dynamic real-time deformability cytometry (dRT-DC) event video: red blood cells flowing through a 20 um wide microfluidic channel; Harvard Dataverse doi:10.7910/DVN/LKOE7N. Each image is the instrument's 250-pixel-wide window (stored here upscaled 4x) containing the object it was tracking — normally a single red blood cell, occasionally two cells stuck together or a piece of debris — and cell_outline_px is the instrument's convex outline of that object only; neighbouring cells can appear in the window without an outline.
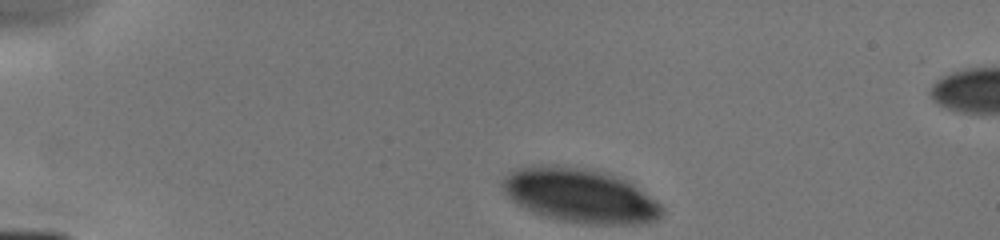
{"species": "human", "species_latin": "Homo sapiens", "temperature_condition": "cold", "stored_images_in_passage": 4, "segment_of_instrument_passage": [1, 2], "camera_frame_rate_fps": 3000, "um_per_image_px": 0.085, "donor": {"sex": "male"}, "frame": {"image": 1, "passage_image": 1, "time_ms": 0.0, "image_size_px": [1000, 240], "cell_outline_px": [[664, 212], [656, 220], [636, 224], [584, 224], [560, 220], [544, 216], [532, 212], [516, 204], [504, 192], [500, 184], [500, 180], [504, 176], [520, 168], [548, 164], [556, 164], [584, 168], [604, 172], [628, 180], [656, 200], [664, 208]], "centroid_in_image_um": [49.3, 16.62], "position_along_channel_um": 35.7, "area_um2": 50.63}}